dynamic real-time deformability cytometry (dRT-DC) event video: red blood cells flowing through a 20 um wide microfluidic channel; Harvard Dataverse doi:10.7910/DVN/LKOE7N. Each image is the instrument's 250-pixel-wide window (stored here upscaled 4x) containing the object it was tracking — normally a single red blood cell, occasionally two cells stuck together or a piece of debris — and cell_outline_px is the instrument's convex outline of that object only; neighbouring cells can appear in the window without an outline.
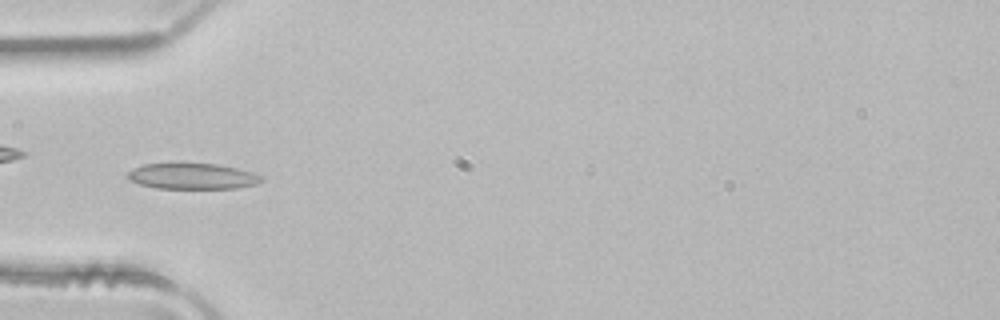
{"species": "common noctule bat (a hibernating species)", "species_latin": "Nyctalus noctula", "temperature_condition": "room temperature", "stored_images_in_passage": 49, "camera_frame_rate_fps": 3000, "um_per_image_px": 0.085, "animal": {"sex": "male", "body_mass_g": 21.5, "forearm_length_mm": 52.0}, "frame": {"image": 1, "passage_image": 15, "time_ms": 4.667, "image_size_px": [1000, 320], "cell_outline_px": [[264, 180], [256, 184], [236, 188], [156, 188], [140, 184], [128, 180], [124, 176], [132, 168], [144, 164], [172, 160], [180, 160], [216, 164], [236, 168], [252, 172], [264, 176]], "centroid_in_image_um": [16.27, 14.92], "position_along_channel_um": 68.7, "area_um2": 21.27}, "authors_computed_cell_mechanics": {"area_um2": 20.4034, "velocity_mm_per_s": 4.0347, "shape_relaxation_time_tau1_ms": null, "shape_relaxation_time_tau2_ms": 2.0282, "deformation_change_tau1": null, "deformation_change_tau2": 0.0683}}